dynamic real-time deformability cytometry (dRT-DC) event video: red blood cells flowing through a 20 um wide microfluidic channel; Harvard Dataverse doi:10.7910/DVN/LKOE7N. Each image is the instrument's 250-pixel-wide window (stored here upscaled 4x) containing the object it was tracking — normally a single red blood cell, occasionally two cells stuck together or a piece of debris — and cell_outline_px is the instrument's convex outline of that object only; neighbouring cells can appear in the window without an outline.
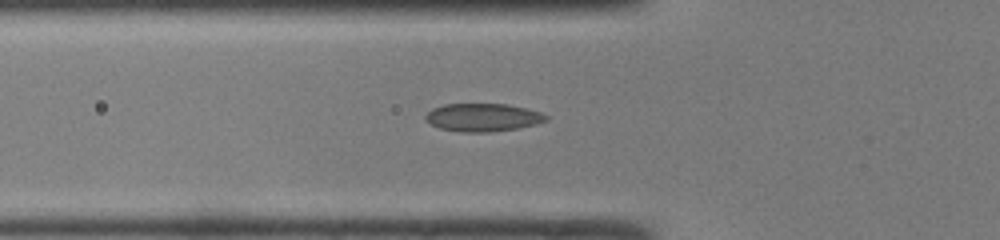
{"species": "common noctule bat (a hibernating species)", "species_latin": "Nyctalus noctula", "temperature_condition": "room temperature", "stored_images_in_passage": 33, "camera_frame_rate_fps": 3000, "um_per_image_px": 0.085, "animal": {"sex": "male", "body_mass_g": 19.0, "forearm_length_mm": 50.8}, "frame": {"image": 1, "passage_image": 2, "time_ms": 0.333, "image_size_px": [1000, 240], "cell_outline_px": [[548, 120], [536, 124], [520, 128], [492, 132], [460, 132], [440, 128], [424, 120], [424, 116], [432, 108], [444, 104], [508, 104], [540, 112], [548, 116]], "centroid_in_image_um": [41.03, 9.98], "position_along_channel_um": 84.8, "area_um2": 19.77}}
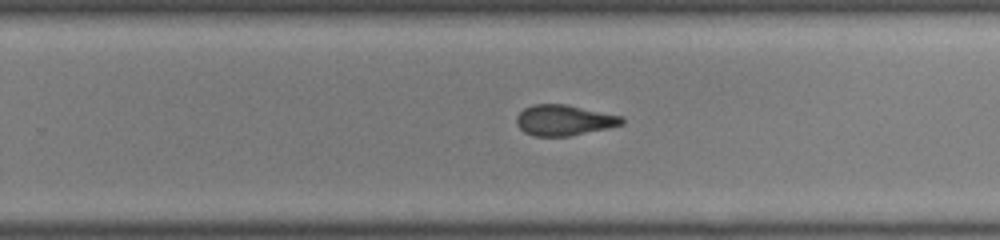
{"frame": {"image": 2, "passage_image": 16, "time_ms": 5.0, "image_size_px": [1000, 240], "cell_outline_px": [[624, 124], [608, 128], [568, 136], [532, 136], [524, 132], [516, 124], [516, 116], [524, 108], [532, 104], [568, 104], [624, 116]], "centroid_in_image_um": [47.95, 10.2], "position_along_channel_um": 281.8, "area_um2": 19.07}}
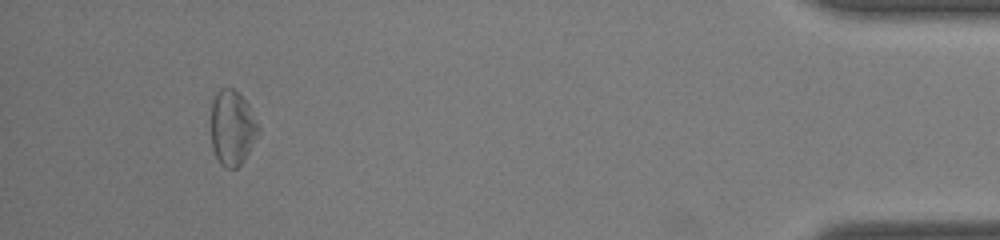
{"frame": {"image": 3, "passage_image": 30, "time_ms": 9.667, "image_size_px": [1000, 240], "cell_outline_px": [[260, 132], [244, 160], [236, 168], [224, 168], [220, 164], [212, 148], [212, 100], [216, 92], [220, 88], [232, 88], [240, 92], [248, 104], [260, 128]], "centroid_in_image_um": [19.75, 10.85], "position_along_channel_um": 415.4, "area_um2": 20.81}, "authors_computed_cell_mechanics": {"area_um2": 19.3052, "velocity_mm_per_s": 4.2292, "shape_relaxation_time_tau1_ms": null, "shape_relaxation_time_tau2_ms": 1.9344, "deformation_change_tau1": null, "deformation_change_tau2": 0.0775}}